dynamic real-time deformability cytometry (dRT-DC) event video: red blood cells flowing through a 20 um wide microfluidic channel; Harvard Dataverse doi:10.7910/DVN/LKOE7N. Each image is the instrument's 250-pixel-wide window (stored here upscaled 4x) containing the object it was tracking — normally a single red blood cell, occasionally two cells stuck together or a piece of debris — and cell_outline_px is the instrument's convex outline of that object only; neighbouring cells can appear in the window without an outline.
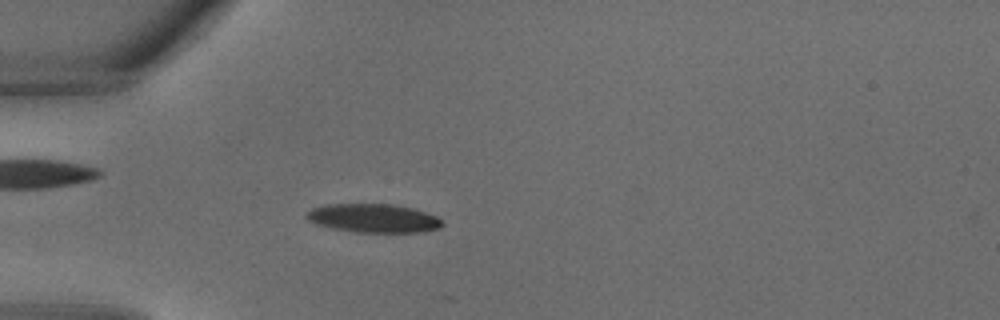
{"species": "common noctule bat (a hibernating species)", "species_latin": "Nyctalus noctula", "temperature_condition": "warm", "stored_images_in_passage": 14, "camera_frame_rate_fps": 3000, "um_per_image_px": 0.085, "animal": {"sex": "male", "body_mass_g": 18.8}, "frame": {"image": 1, "passage_image": 10, "time_ms": 3.0, "image_size_px": [1000, 320], "cell_outline_px": [[444, 224], [440, 228], [424, 232], [356, 232], [332, 228], [316, 224], [308, 220], [304, 216], [312, 208], [328, 204], [392, 204], [412, 208], [436, 216]], "centroid_in_image_um": [31.74, 18.55], "position_along_channel_um": 53.3, "area_um2": 22.6}}
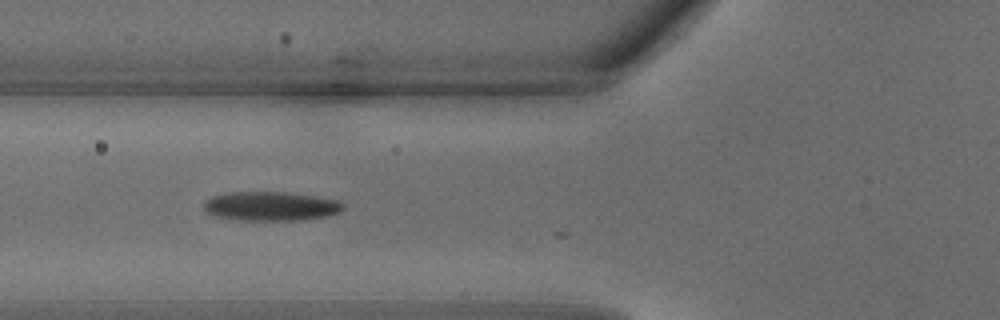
{"frame": {"image": 2, "passage_image": 13, "time_ms": 4.0, "image_size_px": [1000, 320], "cell_outline_px": [[344, 208], [340, 212], [328, 216], [296, 220], [240, 220], [212, 216], [204, 212], [204, 200], [212, 196], [228, 192], [284, 192], [340, 200], [344, 204]], "centroid_in_image_um": [22.98, 17.53], "position_along_channel_um": 102.8, "area_um2": 23.81}}